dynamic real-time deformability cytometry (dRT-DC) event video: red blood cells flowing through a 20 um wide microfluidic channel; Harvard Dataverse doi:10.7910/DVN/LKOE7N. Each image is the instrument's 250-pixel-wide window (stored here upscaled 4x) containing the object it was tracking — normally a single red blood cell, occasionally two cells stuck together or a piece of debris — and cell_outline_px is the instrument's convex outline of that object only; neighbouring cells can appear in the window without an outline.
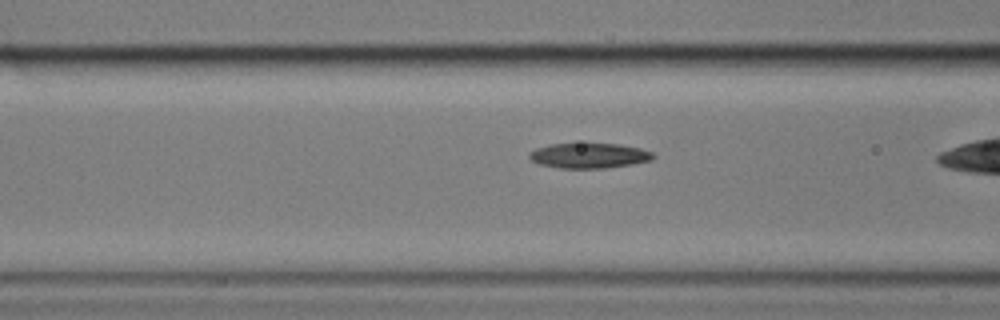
{"species": "common noctule bat (a hibernating species)", "species_latin": "Nyctalus noctula", "temperature_condition": "cold", "stored_images_in_passage": 27, "camera_frame_rate_fps": 3000, "um_per_image_px": 0.085, "animal": {"sex": "male", "body_mass_g": 17.9}, "frame": {"image": 1, "passage_image": 5, "time_ms": 1.333, "image_size_px": [1000, 320], "cell_outline_px": [[656, 156], [652, 160], [632, 164], [604, 168], [560, 168], [540, 164], [532, 160], [528, 156], [528, 152], [536, 148], [552, 144], [620, 144], [640, 148], [652, 152]], "centroid_in_image_um": [50.09, 13.23], "position_along_channel_um": 116.5, "area_um2": 18.03}}
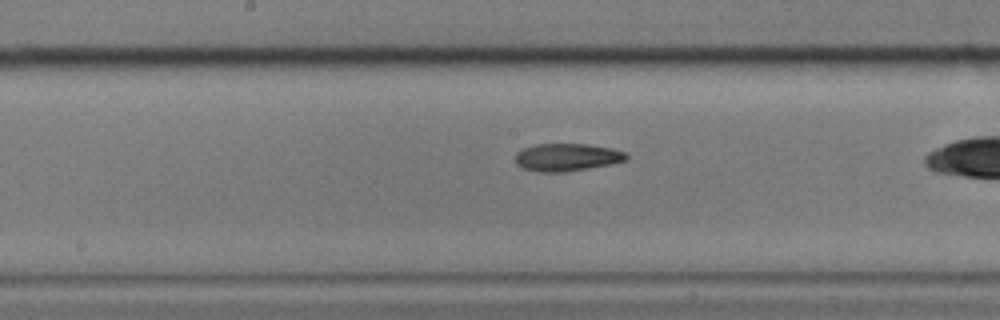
{"frame": {"image": 2, "passage_image": 12, "time_ms": 3.667, "image_size_px": [1000, 320], "cell_outline_px": [[628, 160], [612, 164], [564, 172], [540, 172], [524, 168], [516, 164], [516, 152], [524, 148], [536, 144], [588, 144], [612, 148], [628, 152]], "centroid_in_image_um": [48.24, 13.36], "position_along_channel_um": 200.0, "area_um2": 17.98}}